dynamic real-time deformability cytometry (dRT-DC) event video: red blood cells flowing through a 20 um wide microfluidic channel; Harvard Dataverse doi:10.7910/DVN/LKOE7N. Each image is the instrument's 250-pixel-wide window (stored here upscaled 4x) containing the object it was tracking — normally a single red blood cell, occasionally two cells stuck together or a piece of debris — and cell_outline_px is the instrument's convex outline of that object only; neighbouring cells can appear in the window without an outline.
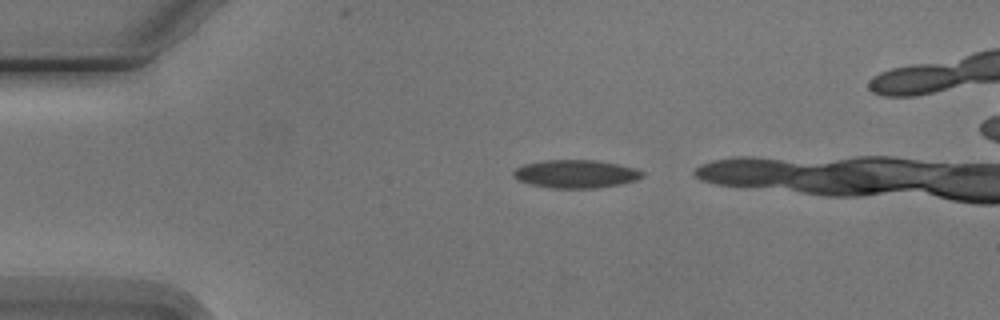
{"species": "Egyptian fruit bat (a non-hibernating species)", "species_latin": "Rousettus aegyptiacus", "temperature_condition": "cold", "stored_images_in_passage": 4, "camera_frame_rate_fps": 3000, "um_per_image_px": 0.085, "animal": {"sex": "male"}, "frame": {"image": 1, "passage_image": 2, "time_ms": 1.0, "image_size_px": [1000, 320], "cell_outline_px": [[644, 176], [636, 180], [620, 184], [596, 188], [552, 188], [528, 184], [512, 176], [512, 172], [516, 168], [524, 164], [544, 160], [596, 160], [616, 164], [632, 168], [644, 172]], "centroid_in_image_um": [48.91, 14.78], "position_along_channel_um": 36.1, "area_um2": 21.04}}